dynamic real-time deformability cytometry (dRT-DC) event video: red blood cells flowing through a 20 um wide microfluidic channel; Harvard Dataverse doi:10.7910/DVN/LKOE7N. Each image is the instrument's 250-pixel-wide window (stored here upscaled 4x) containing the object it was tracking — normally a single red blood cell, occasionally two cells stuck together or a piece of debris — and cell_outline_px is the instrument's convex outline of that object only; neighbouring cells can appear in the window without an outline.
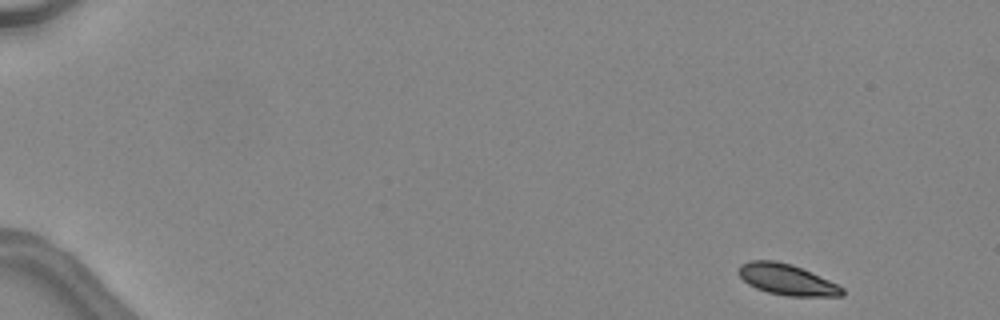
{"species": "common noctule bat (a hibernating species)", "species_latin": "Nyctalus noctula", "temperature_condition": "warm", "stored_images_in_passage": 44, "camera_frame_rate_fps": 3000, "um_per_image_px": 0.085, "animal": {"sex": "female", "body_mass_g": 24.6, "forearm_length_mm": 56.2}, "frame": {"image": 1, "passage_image": 1, "time_ms": 0.0, "image_size_px": [1000, 320], "cell_outline_px": [[844, 296], [788, 296], [768, 292], [756, 288], [748, 284], [736, 272], [740, 264], [748, 260], [776, 260], [792, 264], [828, 280], [844, 288]], "centroid_in_image_um": [66.84, 23.75], "position_along_channel_um": 18.2, "area_um2": 18.67}}
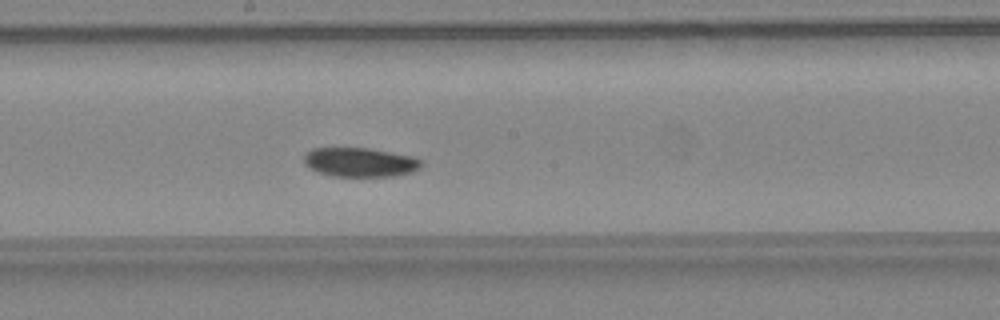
{"frame": {"image": 2, "passage_image": 25, "time_ms": 8.0, "image_size_px": [1000, 320], "cell_outline_px": [[424, 164], [420, 168], [412, 172], [392, 176], [332, 176], [320, 172], [304, 164], [304, 156], [312, 148], [368, 148], [412, 156], [420, 160]], "centroid_in_image_um": [30.62, 13.79], "position_along_channel_um": 217.6, "area_um2": 19.77}}
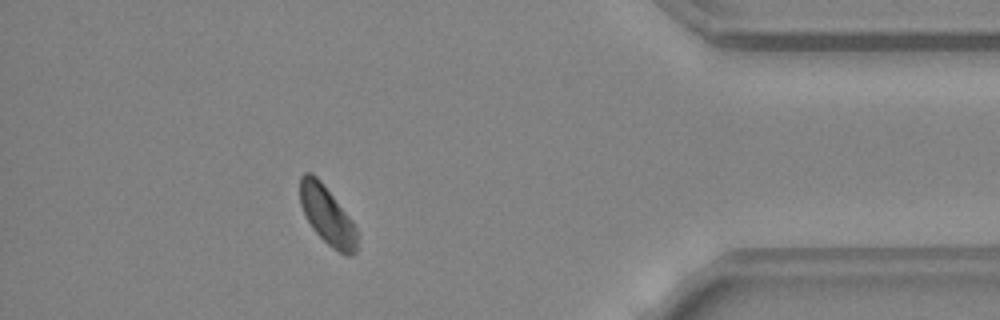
{"frame": {"image": 3, "passage_image": 40, "time_ms": 13.0, "image_size_px": [1000, 320], "cell_outline_px": [[356, 252], [352, 256], [344, 256], [332, 248], [312, 228], [300, 204], [300, 176], [304, 172], [312, 172], [320, 180], [352, 220], [356, 228]], "centroid_in_image_um": [27.8, 18.31], "position_along_channel_um": 407.4, "area_um2": 19.25}, "authors_computed_cell_mechanics": {"area_um2": 20.1144, "velocity_mm_per_s": 4.4717, "shape_relaxation_time_tau1_ms": 2.6389, "shape_relaxation_time_tau2_ms": null, "deformation_change_tau1": 0.0819, "deformation_change_tau2": null}}